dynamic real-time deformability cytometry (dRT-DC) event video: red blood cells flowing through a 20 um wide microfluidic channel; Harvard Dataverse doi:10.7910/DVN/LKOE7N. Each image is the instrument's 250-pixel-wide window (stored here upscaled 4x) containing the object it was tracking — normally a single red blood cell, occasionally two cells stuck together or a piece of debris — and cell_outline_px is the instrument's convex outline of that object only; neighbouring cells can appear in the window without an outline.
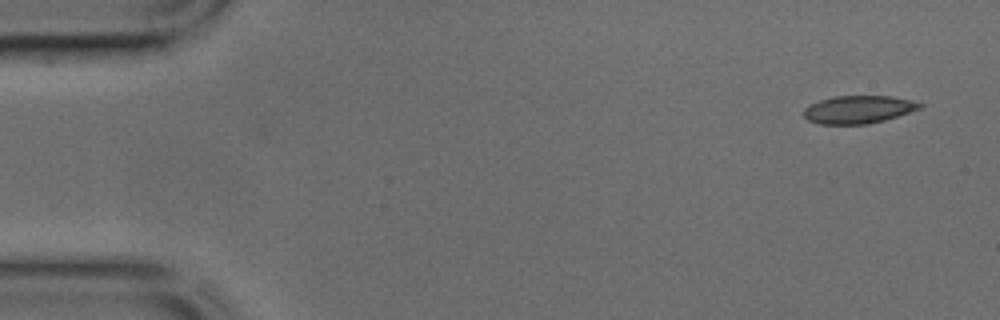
{"species": "common noctule bat (a hibernating species)", "species_latin": "Nyctalus noctula", "temperature_condition": "cold", "stored_images_in_passage": 11, "camera_frame_rate_fps": 3000, "um_per_image_px": 0.085, "animal": {"sex": "male", "body_mass_g": 17.9, "forearm_length_mm": 54.2}, "frame": {"image": 1, "passage_image": 1, "time_ms": 0.0, "image_size_px": [1000, 320], "cell_outline_px": [[924, 104], [920, 108], [884, 120], [868, 124], [820, 124], [808, 120], [804, 116], [804, 108], [820, 100], [836, 96], [892, 96], [912, 100]], "centroid_in_image_um": [72.96, 9.3], "position_along_channel_um": 12.0, "area_um2": 18.61}}
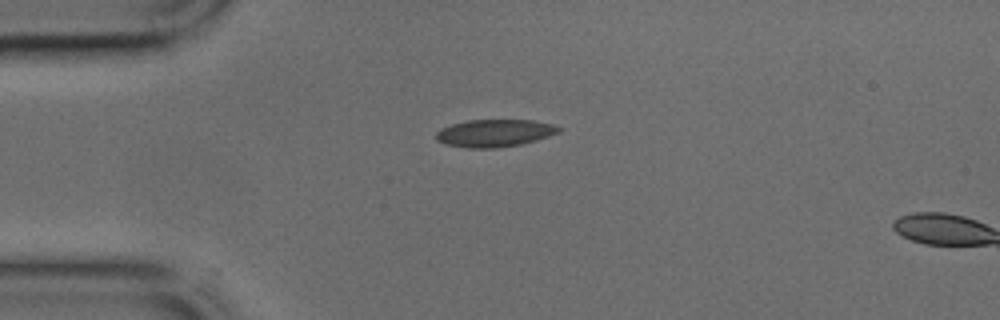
{"frame": {"image": 2, "passage_image": 9, "time_ms": 2.667, "image_size_px": [1000, 320], "cell_outline_px": [[564, 128], [560, 132], [536, 140], [520, 144], [496, 148], [468, 148], [448, 144], [436, 140], [436, 132], [440, 128], [452, 124], [468, 120], [532, 120], [552, 124]], "centroid_in_image_um": [42.05, 11.31], "position_along_channel_um": 42.9, "area_um2": 19.59}}